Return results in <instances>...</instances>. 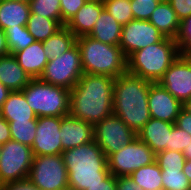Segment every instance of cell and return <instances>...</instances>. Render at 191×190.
<instances>
[{"instance_id": "obj_45", "label": "cell", "mask_w": 191, "mask_h": 190, "mask_svg": "<svg viewBox=\"0 0 191 190\" xmlns=\"http://www.w3.org/2000/svg\"><path fill=\"white\" fill-rule=\"evenodd\" d=\"M11 91L0 82V107L2 108L3 103L7 100L8 95Z\"/></svg>"}, {"instance_id": "obj_34", "label": "cell", "mask_w": 191, "mask_h": 190, "mask_svg": "<svg viewBox=\"0 0 191 190\" xmlns=\"http://www.w3.org/2000/svg\"><path fill=\"white\" fill-rule=\"evenodd\" d=\"M175 40L180 56L185 57L191 54V16L181 21L180 30Z\"/></svg>"}, {"instance_id": "obj_1", "label": "cell", "mask_w": 191, "mask_h": 190, "mask_svg": "<svg viewBox=\"0 0 191 190\" xmlns=\"http://www.w3.org/2000/svg\"><path fill=\"white\" fill-rule=\"evenodd\" d=\"M114 83L111 76L84 73L70 90L69 115L94 126L113 114Z\"/></svg>"}, {"instance_id": "obj_8", "label": "cell", "mask_w": 191, "mask_h": 190, "mask_svg": "<svg viewBox=\"0 0 191 190\" xmlns=\"http://www.w3.org/2000/svg\"><path fill=\"white\" fill-rule=\"evenodd\" d=\"M28 179L40 190H69L61 154L34 156Z\"/></svg>"}, {"instance_id": "obj_41", "label": "cell", "mask_w": 191, "mask_h": 190, "mask_svg": "<svg viewBox=\"0 0 191 190\" xmlns=\"http://www.w3.org/2000/svg\"><path fill=\"white\" fill-rule=\"evenodd\" d=\"M175 125L191 135V114L182 109L178 114Z\"/></svg>"}, {"instance_id": "obj_28", "label": "cell", "mask_w": 191, "mask_h": 190, "mask_svg": "<svg viewBox=\"0 0 191 190\" xmlns=\"http://www.w3.org/2000/svg\"><path fill=\"white\" fill-rule=\"evenodd\" d=\"M4 34L7 39V45L10 54L25 49L30 44L34 43L35 38L28 32L26 26H19L6 28Z\"/></svg>"}, {"instance_id": "obj_47", "label": "cell", "mask_w": 191, "mask_h": 190, "mask_svg": "<svg viewBox=\"0 0 191 190\" xmlns=\"http://www.w3.org/2000/svg\"><path fill=\"white\" fill-rule=\"evenodd\" d=\"M183 155L185 156V159L186 160H190L191 159V143H190V145L189 146H187L186 148H185V150H183Z\"/></svg>"}, {"instance_id": "obj_19", "label": "cell", "mask_w": 191, "mask_h": 190, "mask_svg": "<svg viewBox=\"0 0 191 190\" xmlns=\"http://www.w3.org/2000/svg\"><path fill=\"white\" fill-rule=\"evenodd\" d=\"M13 56L16 58L19 66L32 78H39L49 59L44 52L43 42L35 41L27 46L25 49L14 52Z\"/></svg>"}, {"instance_id": "obj_42", "label": "cell", "mask_w": 191, "mask_h": 190, "mask_svg": "<svg viewBox=\"0 0 191 190\" xmlns=\"http://www.w3.org/2000/svg\"><path fill=\"white\" fill-rule=\"evenodd\" d=\"M86 190H116V177L110 173L100 184L88 186Z\"/></svg>"}, {"instance_id": "obj_50", "label": "cell", "mask_w": 191, "mask_h": 190, "mask_svg": "<svg viewBox=\"0 0 191 190\" xmlns=\"http://www.w3.org/2000/svg\"><path fill=\"white\" fill-rule=\"evenodd\" d=\"M185 57L191 62V54Z\"/></svg>"}, {"instance_id": "obj_6", "label": "cell", "mask_w": 191, "mask_h": 190, "mask_svg": "<svg viewBox=\"0 0 191 190\" xmlns=\"http://www.w3.org/2000/svg\"><path fill=\"white\" fill-rule=\"evenodd\" d=\"M37 117H63L69 114L70 90L32 79L22 90Z\"/></svg>"}, {"instance_id": "obj_27", "label": "cell", "mask_w": 191, "mask_h": 190, "mask_svg": "<svg viewBox=\"0 0 191 190\" xmlns=\"http://www.w3.org/2000/svg\"><path fill=\"white\" fill-rule=\"evenodd\" d=\"M161 173L162 169L155 161L149 165L140 167L129 177L144 190H163Z\"/></svg>"}, {"instance_id": "obj_10", "label": "cell", "mask_w": 191, "mask_h": 190, "mask_svg": "<svg viewBox=\"0 0 191 190\" xmlns=\"http://www.w3.org/2000/svg\"><path fill=\"white\" fill-rule=\"evenodd\" d=\"M156 154L137 137L107 157L109 172L115 176H130L134 171L155 162Z\"/></svg>"}, {"instance_id": "obj_30", "label": "cell", "mask_w": 191, "mask_h": 190, "mask_svg": "<svg viewBox=\"0 0 191 190\" xmlns=\"http://www.w3.org/2000/svg\"><path fill=\"white\" fill-rule=\"evenodd\" d=\"M29 6L30 13L57 20L62 26H65L62 22L60 0H31Z\"/></svg>"}, {"instance_id": "obj_4", "label": "cell", "mask_w": 191, "mask_h": 190, "mask_svg": "<svg viewBox=\"0 0 191 190\" xmlns=\"http://www.w3.org/2000/svg\"><path fill=\"white\" fill-rule=\"evenodd\" d=\"M179 56L180 52L176 40L164 37L160 42L132 53L127 58V72L158 83Z\"/></svg>"}, {"instance_id": "obj_33", "label": "cell", "mask_w": 191, "mask_h": 190, "mask_svg": "<svg viewBox=\"0 0 191 190\" xmlns=\"http://www.w3.org/2000/svg\"><path fill=\"white\" fill-rule=\"evenodd\" d=\"M156 163L163 169H183L186 159L182 152L163 150L156 153Z\"/></svg>"}, {"instance_id": "obj_49", "label": "cell", "mask_w": 191, "mask_h": 190, "mask_svg": "<svg viewBox=\"0 0 191 190\" xmlns=\"http://www.w3.org/2000/svg\"><path fill=\"white\" fill-rule=\"evenodd\" d=\"M11 1H20V2L29 3L31 0H11Z\"/></svg>"}, {"instance_id": "obj_12", "label": "cell", "mask_w": 191, "mask_h": 190, "mask_svg": "<svg viewBox=\"0 0 191 190\" xmlns=\"http://www.w3.org/2000/svg\"><path fill=\"white\" fill-rule=\"evenodd\" d=\"M164 37L148 20L133 19L122 26L119 46L125 57L128 58L135 51L158 43Z\"/></svg>"}, {"instance_id": "obj_43", "label": "cell", "mask_w": 191, "mask_h": 190, "mask_svg": "<svg viewBox=\"0 0 191 190\" xmlns=\"http://www.w3.org/2000/svg\"><path fill=\"white\" fill-rule=\"evenodd\" d=\"M11 140V132L9 122H7L2 116L0 117V144H5Z\"/></svg>"}, {"instance_id": "obj_48", "label": "cell", "mask_w": 191, "mask_h": 190, "mask_svg": "<svg viewBox=\"0 0 191 190\" xmlns=\"http://www.w3.org/2000/svg\"><path fill=\"white\" fill-rule=\"evenodd\" d=\"M183 109L191 114V99L183 104Z\"/></svg>"}, {"instance_id": "obj_17", "label": "cell", "mask_w": 191, "mask_h": 190, "mask_svg": "<svg viewBox=\"0 0 191 190\" xmlns=\"http://www.w3.org/2000/svg\"><path fill=\"white\" fill-rule=\"evenodd\" d=\"M173 125V123L150 118L136 135L140 141L148 144L156 154L163 150H169V139Z\"/></svg>"}, {"instance_id": "obj_21", "label": "cell", "mask_w": 191, "mask_h": 190, "mask_svg": "<svg viewBox=\"0 0 191 190\" xmlns=\"http://www.w3.org/2000/svg\"><path fill=\"white\" fill-rule=\"evenodd\" d=\"M167 38L176 39L181 21L168 1H162L152 12L149 20Z\"/></svg>"}, {"instance_id": "obj_51", "label": "cell", "mask_w": 191, "mask_h": 190, "mask_svg": "<svg viewBox=\"0 0 191 190\" xmlns=\"http://www.w3.org/2000/svg\"><path fill=\"white\" fill-rule=\"evenodd\" d=\"M2 116V110H1V107H0V117Z\"/></svg>"}, {"instance_id": "obj_40", "label": "cell", "mask_w": 191, "mask_h": 190, "mask_svg": "<svg viewBox=\"0 0 191 190\" xmlns=\"http://www.w3.org/2000/svg\"><path fill=\"white\" fill-rule=\"evenodd\" d=\"M116 190H144L129 176L116 177Z\"/></svg>"}, {"instance_id": "obj_5", "label": "cell", "mask_w": 191, "mask_h": 190, "mask_svg": "<svg viewBox=\"0 0 191 190\" xmlns=\"http://www.w3.org/2000/svg\"><path fill=\"white\" fill-rule=\"evenodd\" d=\"M85 74L117 78L127 72V58L119 45H109L89 36L76 38Z\"/></svg>"}, {"instance_id": "obj_25", "label": "cell", "mask_w": 191, "mask_h": 190, "mask_svg": "<svg viewBox=\"0 0 191 190\" xmlns=\"http://www.w3.org/2000/svg\"><path fill=\"white\" fill-rule=\"evenodd\" d=\"M76 43V36L63 26L54 35L43 41V49L48 59L60 57Z\"/></svg>"}, {"instance_id": "obj_22", "label": "cell", "mask_w": 191, "mask_h": 190, "mask_svg": "<svg viewBox=\"0 0 191 190\" xmlns=\"http://www.w3.org/2000/svg\"><path fill=\"white\" fill-rule=\"evenodd\" d=\"M122 25L104 8L98 17L89 37L109 45H119Z\"/></svg>"}, {"instance_id": "obj_14", "label": "cell", "mask_w": 191, "mask_h": 190, "mask_svg": "<svg viewBox=\"0 0 191 190\" xmlns=\"http://www.w3.org/2000/svg\"><path fill=\"white\" fill-rule=\"evenodd\" d=\"M158 83L184 104L191 99V62L179 56Z\"/></svg>"}, {"instance_id": "obj_37", "label": "cell", "mask_w": 191, "mask_h": 190, "mask_svg": "<svg viewBox=\"0 0 191 190\" xmlns=\"http://www.w3.org/2000/svg\"><path fill=\"white\" fill-rule=\"evenodd\" d=\"M85 2L86 0H60L62 22L66 24Z\"/></svg>"}, {"instance_id": "obj_9", "label": "cell", "mask_w": 191, "mask_h": 190, "mask_svg": "<svg viewBox=\"0 0 191 190\" xmlns=\"http://www.w3.org/2000/svg\"><path fill=\"white\" fill-rule=\"evenodd\" d=\"M32 148L9 140L2 144L0 155V184L28 179L33 162Z\"/></svg>"}, {"instance_id": "obj_23", "label": "cell", "mask_w": 191, "mask_h": 190, "mask_svg": "<svg viewBox=\"0 0 191 190\" xmlns=\"http://www.w3.org/2000/svg\"><path fill=\"white\" fill-rule=\"evenodd\" d=\"M1 110L2 117L7 122L37 120V116L29 107L22 90L11 91Z\"/></svg>"}, {"instance_id": "obj_26", "label": "cell", "mask_w": 191, "mask_h": 190, "mask_svg": "<svg viewBox=\"0 0 191 190\" xmlns=\"http://www.w3.org/2000/svg\"><path fill=\"white\" fill-rule=\"evenodd\" d=\"M26 27L36 41L43 42L63 26L57 20L30 13Z\"/></svg>"}, {"instance_id": "obj_2", "label": "cell", "mask_w": 191, "mask_h": 190, "mask_svg": "<svg viewBox=\"0 0 191 190\" xmlns=\"http://www.w3.org/2000/svg\"><path fill=\"white\" fill-rule=\"evenodd\" d=\"M152 83L128 72L115 78L113 114L136 134L151 118L148 92Z\"/></svg>"}, {"instance_id": "obj_44", "label": "cell", "mask_w": 191, "mask_h": 190, "mask_svg": "<svg viewBox=\"0 0 191 190\" xmlns=\"http://www.w3.org/2000/svg\"><path fill=\"white\" fill-rule=\"evenodd\" d=\"M10 54L4 31L0 28V57Z\"/></svg>"}, {"instance_id": "obj_31", "label": "cell", "mask_w": 191, "mask_h": 190, "mask_svg": "<svg viewBox=\"0 0 191 190\" xmlns=\"http://www.w3.org/2000/svg\"><path fill=\"white\" fill-rule=\"evenodd\" d=\"M103 4L106 11L122 26L134 19L130 0H104Z\"/></svg>"}, {"instance_id": "obj_29", "label": "cell", "mask_w": 191, "mask_h": 190, "mask_svg": "<svg viewBox=\"0 0 191 190\" xmlns=\"http://www.w3.org/2000/svg\"><path fill=\"white\" fill-rule=\"evenodd\" d=\"M11 140L32 147L36 137L37 120L9 122Z\"/></svg>"}, {"instance_id": "obj_18", "label": "cell", "mask_w": 191, "mask_h": 190, "mask_svg": "<svg viewBox=\"0 0 191 190\" xmlns=\"http://www.w3.org/2000/svg\"><path fill=\"white\" fill-rule=\"evenodd\" d=\"M103 9V1H86L65 26L76 36V38L88 36Z\"/></svg>"}, {"instance_id": "obj_16", "label": "cell", "mask_w": 191, "mask_h": 190, "mask_svg": "<svg viewBox=\"0 0 191 190\" xmlns=\"http://www.w3.org/2000/svg\"><path fill=\"white\" fill-rule=\"evenodd\" d=\"M60 134L63 151L94 140L93 125L69 114L62 117Z\"/></svg>"}, {"instance_id": "obj_32", "label": "cell", "mask_w": 191, "mask_h": 190, "mask_svg": "<svg viewBox=\"0 0 191 190\" xmlns=\"http://www.w3.org/2000/svg\"><path fill=\"white\" fill-rule=\"evenodd\" d=\"M161 175L163 190H191L183 169H163Z\"/></svg>"}, {"instance_id": "obj_46", "label": "cell", "mask_w": 191, "mask_h": 190, "mask_svg": "<svg viewBox=\"0 0 191 190\" xmlns=\"http://www.w3.org/2000/svg\"><path fill=\"white\" fill-rule=\"evenodd\" d=\"M183 173L188 178L189 182L191 183V159L186 160L185 165L183 166Z\"/></svg>"}, {"instance_id": "obj_39", "label": "cell", "mask_w": 191, "mask_h": 190, "mask_svg": "<svg viewBox=\"0 0 191 190\" xmlns=\"http://www.w3.org/2000/svg\"><path fill=\"white\" fill-rule=\"evenodd\" d=\"M1 190H40L29 179L6 183Z\"/></svg>"}, {"instance_id": "obj_3", "label": "cell", "mask_w": 191, "mask_h": 190, "mask_svg": "<svg viewBox=\"0 0 191 190\" xmlns=\"http://www.w3.org/2000/svg\"><path fill=\"white\" fill-rule=\"evenodd\" d=\"M61 155L67 168L69 190H86L110 174L107 157L94 140L64 150Z\"/></svg>"}, {"instance_id": "obj_15", "label": "cell", "mask_w": 191, "mask_h": 190, "mask_svg": "<svg viewBox=\"0 0 191 190\" xmlns=\"http://www.w3.org/2000/svg\"><path fill=\"white\" fill-rule=\"evenodd\" d=\"M151 118L175 124L183 104L159 83H152L148 92Z\"/></svg>"}, {"instance_id": "obj_20", "label": "cell", "mask_w": 191, "mask_h": 190, "mask_svg": "<svg viewBox=\"0 0 191 190\" xmlns=\"http://www.w3.org/2000/svg\"><path fill=\"white\" fill-rule=\"evenodd\" d=\"M32 78L19 66L13 54L0 57V82L10 91L23 90Z\"/></svg>"}, {"instance_id": "obj_24", "label": "cell", "mask_w": 191, "mask_h": 190, "mask_svg": "<svg viewBox=\"0 0 191 190\" xmlns=\"http://www.w3.org/2000/svg\"><path fill=\"white\" fill-rule=\"evenodd\" d=\"M30 14L29 3L0 0V28L26 26Z\"/></svg>"}, {"instance_id": "obj_38", "label": "cell", "mask_w": 191, "mask_h": 190, "mask_svg": "<svg viewBox=\"0 0 191 190\" xmlns=\"http://www.w3.org/2000/svg\"><path fill=\"white\" fill-rule=\"evenodd\" d=\"M180 21L191 16V0H168Z\"/></svg>"}, {"instance_id": "obj_11", "label": "cell", "mask_w": 191, "mask_h": 190, "mask_svg": "<svg viewBox=\"0 0 191 190\" xmlns=\"http://www.w3.org/2000/svg\"><path fill=\"white\" fill-rule=\"evenodd\" d=\"M94 141L104 152L106 157L117 152L137 137L115 114L104 118L93 126Z\"/></svg>"}, {"instance_id": "obj_13", "label": "cell", "mask_w": 191, "mask_h": 190, "mask_svg": "<svg viewBox=\"0 0 191 190\" xmlns=\"http://www.w3.org/2000/svg\"><path fill=\"white\" fill-rule=\"evenodd\" d=\"M61 122L62 117H37L36 137L31 147L34 156L62 154Z\"/></svg>"}, {"instance_id": "obj_36", "label": "cell", "mask_w": 191, "mask_h": 190, "mask_svg": "<svg viewBox=\"0 0 191 190\" xmlns=\"http://www.w3.org/2000/svg\"><path fill=\"white\" fill-rule=\"evenodd\" d=\"M190 143L191 135L174 124L169 139V150L183 152Z\"/></svg>"}, {"instance_id": "obj_7", "label": "cell", "mask_w": 191, "mask_h": 190, "mask_svg": "<svg viewBox=\"0 0 191 190\" xmlns=\"http://www.w3.org/2000/svg\"><path fill=\"white\" fill-rule=\"evenodd\" d=\"M83 74L80 51L75 43L60 57L49 60L39 79L54 86L71 90Z\"/></svg>"}, {"instance_id": "obj_35", "label": "cell", "mask_w": 191, "mask_h": 190, "mask_svg": "<svg viewBox=\"0 0 191 190\" xmlns=\"http://www.w3.org/2000/svg\"><path fill=\"white\" fill-rule=\"evenodd\" d=\"M134 19L149 20L152 12L162 0H130Z\"/></svg>"}]
</instances>
